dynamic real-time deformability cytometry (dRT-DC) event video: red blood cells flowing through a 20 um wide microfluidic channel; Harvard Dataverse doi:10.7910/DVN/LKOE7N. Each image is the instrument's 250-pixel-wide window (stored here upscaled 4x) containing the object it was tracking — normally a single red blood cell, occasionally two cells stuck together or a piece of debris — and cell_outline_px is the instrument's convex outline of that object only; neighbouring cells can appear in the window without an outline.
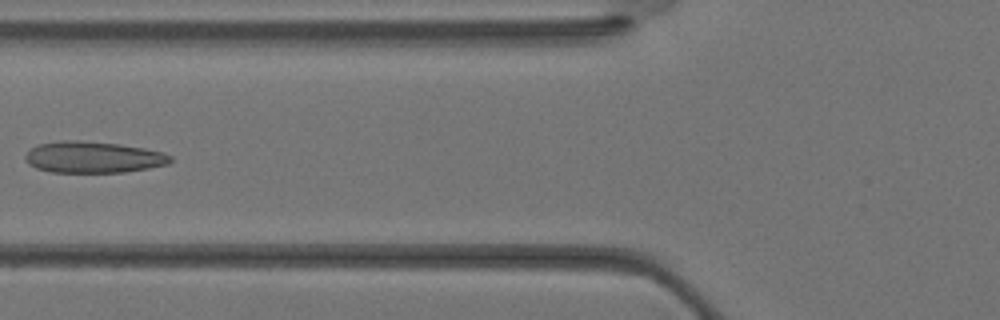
{"species": "Egyptian fruit bat (a non-hibernating species)", "species_latin": "Rousettus aegyptiacus", "temperature_condition": "warm", "stored_images_in_passage": 33, "camera_frame_rate_fps": 3000, "um_per_image_px": 0.085, "animal": {"sex": "female"}, "frame": {"image": 1, "passage_image": 11, "time_ms": 3.333, "image_size_px": [1000, 320], "cell_outline_px": [[172, 160], [168, 164], [148, 168], [124, 172], [52, 172], [36, 168], [28, 164], [24, 156], [36, 144], [64, 140], [80, 140], [120, 144], [144, 148], [164, 152], [172, 156]], "centroid_in_image_um": [7.93, 13.35], "position_along_channel_um": 117.9, "area_um2": 26.65}}
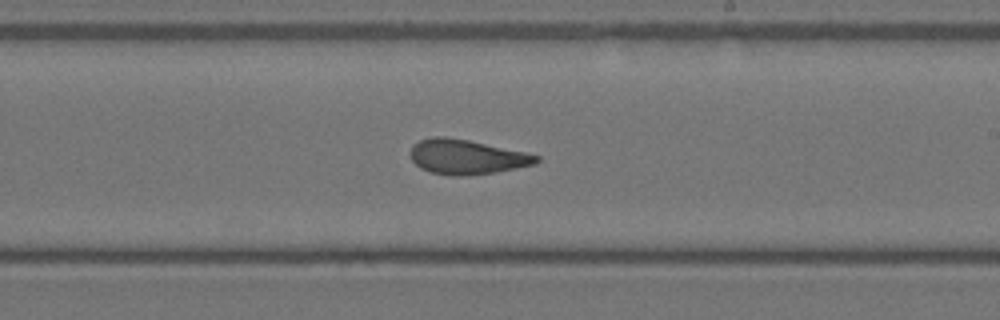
{"frame": {"image": 2, "passage_image": 18, "time_ms": 5.667, "image_size_px": [1000, 320], "cell_outline_px": [[540, 160], [536, 164], [492, 172], [464, 176], [452, 176], [432, 172], [420, 168], [412, 160], [408, 152], [412, 144], [420, 140], [432, 136], [444, 136], [468, 140], [524, 152], [540, 156]], "centroid_in_image_um": [39.61, 13.32], "position_along_channel_um": 249.4, "area_um2": 25.37}}
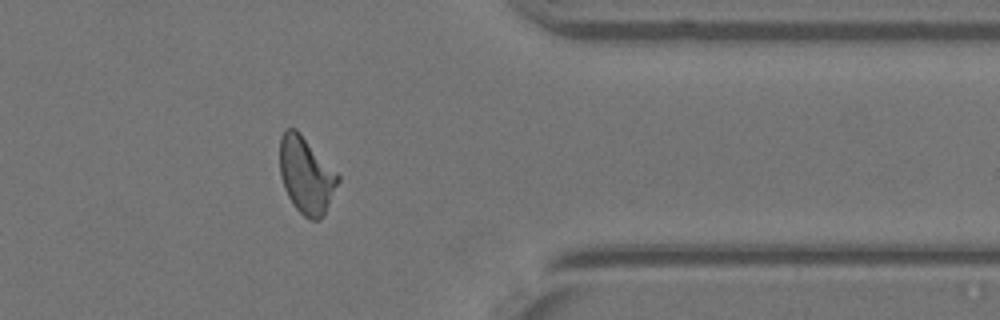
{"frame": {"image": 3, "passage_image": 26, "time_ms": 8.333, "image_size_px": [1000, 320], "cell_outline_px": [[340, 180], [320, 220], [308, 220], [292, 204], [284, 188], [280, 176], [280, 136], [288, 128], [296, 128], [300, 132], [340, 176]], "centroid_in_image_um": [26.01, 14.89], "position_along_channel_um": 385.4, "area_um2": 25.78}}